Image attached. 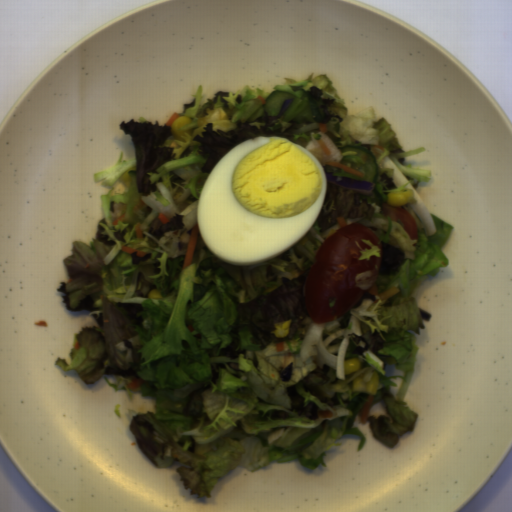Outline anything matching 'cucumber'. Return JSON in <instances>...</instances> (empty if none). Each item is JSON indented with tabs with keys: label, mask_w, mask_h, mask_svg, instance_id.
<instances>
[{
	"label": "cucumber",
	"mask_w": 512,
	"mask_h": 512,
	"mask_svg": "<svg viewBox=\"0 0 512 512\" xmlns=\"http://www.w3.org/2000/svg\"><path fill=\"white\" fill-rule=\"evenodd\" d=\"M341 153L357 152V154L344 155L339 161L340 165L352 169L363 174L362 177L351 172L352 177L349 179L375 184L378 174L376 156L365 148L359 146L345 145L340 147Z\"/></svg>",
	"instance_id": "1"
},
{
	"label": "cucumber",
	"mask_w": 512,
	"mask_h": 512,
	"mask_svg": "<svg viewBox=\"0 0 512 512\" xmlns=\"http://www.w3.org/2000/svg\"><path fill=\"white\" fill-rule=\"evenodd\" d=\"M129 194L125 212V218L133 219L134 214L140 210L142 194L138 190L136 170L128 171Z\"/></svg>",
	"instance_id": "2"
},
{
	"label": "cucumber",
	"mask_w": 512,
	"mask_h": 512,
	"mask_svg": "<svg viewBox=\"0 0 512 512\" xmlns=\"http://www.w3.org/2000/svg\"><path fill=\"white\" fill-rule=\"evenodd\" d=\"M285 100H296L292 93L284 91H273L264 102V111L269 116H277Z\"/></svg>",
	"instance_id": "3"
}]
</instances>
